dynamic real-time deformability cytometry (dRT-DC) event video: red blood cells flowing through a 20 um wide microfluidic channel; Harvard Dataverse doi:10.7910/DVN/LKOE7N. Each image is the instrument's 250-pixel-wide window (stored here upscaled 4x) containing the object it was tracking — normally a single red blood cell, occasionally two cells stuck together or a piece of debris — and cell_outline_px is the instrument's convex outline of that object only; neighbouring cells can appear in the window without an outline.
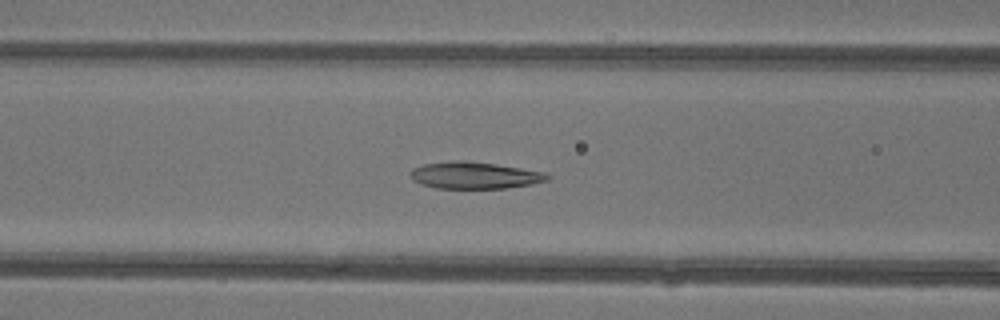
{"species": "common noctule bat (a hibernating species)", "species_latin": "Nyctalus noctula", "temperature_condition": "warm", "stored_images_in_passage": 47, "camera_frame_rate_fps": 3000, "um_per_image_px": 0.085, "animal": {"sex": "female"}, "frame": {"image": 1, "passage_image": 20, "time_ms": 6.333, "image_size_px": [1000, 320], "cell_outline_px": [[552, 176], [548, 180], [532, 184], [508, 188], [436, 188], [412, 180], [408, 176], [408, 172], [412, 168], [424, 164], [460, 160], [464, 160], [496, 164], [548, 172]], "centroid_in_image_um": [40.37, 14.9], "position_along_channel_um": 126.2, "area_um2": 21.62}}
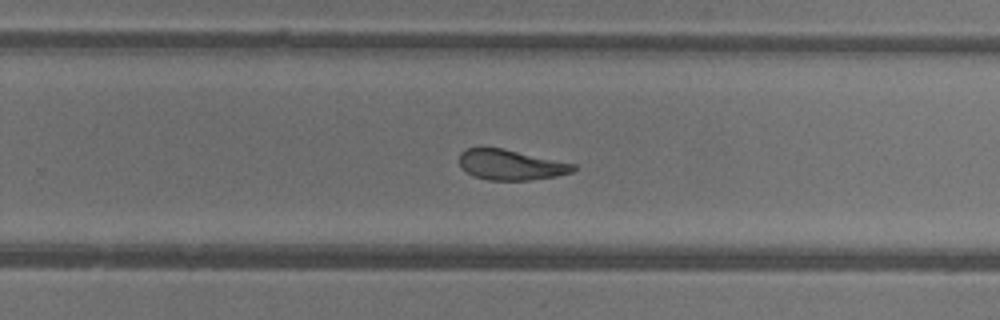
{"frame": {"image": 2, "passage_image": 31, "time_ms": 10.0, "image_size_px": [1000, 320], "cell_outline_px": [[576, 168], [572, 172], [556, 176], [528, 180], [488, 180], [476, 176], [460, 168], [460, 152], [468, 148], [504, 148], [576, 164]], "centroid_in_image_um": [43.43, 14.0], "position_along_channel_um": 286.4, "area_um2": 20.06}}
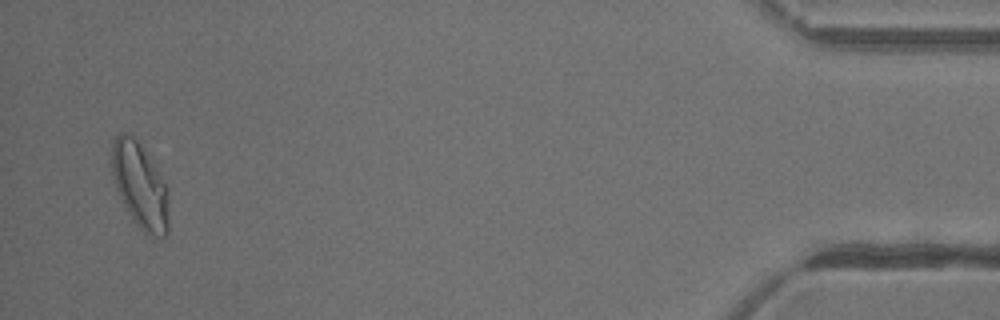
{"frame": {"image": 3, "passage_image": 46, "time_ms": 15.0, "image_size_px": [1000, 320], "cell_outline_px": [[168, 232], [164, 236], [152, 240], [136, 224], [124, 204], [116, 188], [112, 172], [112, 140], [120, 132], [132, 136], [140, 144], [156, 168], [168, 188]], "centroid_in_image_um": [11.92, 15.82], "position_along_channel_um": 423.3, "area_um2": 28.26}, "authors_computed_cell_mechanics": {"area_um2": 23.5246, "velocity_mm_per_s": 4.3832, "shape_relaxation_time_tau1_ms": 6.5003, "shape_relaxation_time_tau2_ms": 2.5756, "deformation_change_tau1": 0.23, "deformation_change_tau2": 0.1036}}